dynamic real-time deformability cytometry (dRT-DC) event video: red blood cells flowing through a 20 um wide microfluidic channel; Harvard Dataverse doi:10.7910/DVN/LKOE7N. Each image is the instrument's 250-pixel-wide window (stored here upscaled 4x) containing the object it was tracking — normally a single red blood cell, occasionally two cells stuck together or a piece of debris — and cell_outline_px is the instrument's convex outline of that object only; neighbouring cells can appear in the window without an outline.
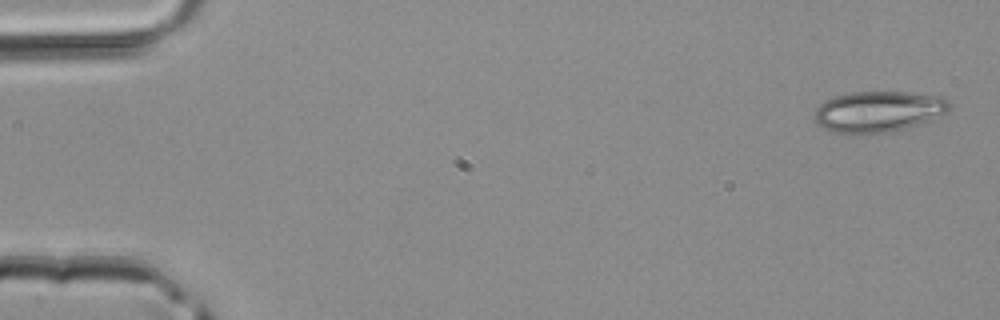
{"species": "common noctule bat (a hibernating species)", "species_latin": "Nyctalus noctula", "temperature_condition": "room temperature", "stored_images_in_passage": 4, "camera_frame_rate_fps": 3000, "um_per_image_px": 0.085, "animal": {"sex": "male", "body_mass_g": 20.4}, "frame": {"image": 1, "passage_image": 1, "time_ms": 0.0, "image_size_px": [1000, 320], "cell_outline_px": [[952, 108], [948, 112], [924, 124], [888, 132], [832, 132], [824, 128], [812, 120], [812, 112], [824, 100], [836, 96], [852, 92], [908, 92], [940, 96], [948, 100], [952, 104]], "centroid_in_image_um": [74.69, 9.47], "position_along_channel_um": 10.3, "area_um2": 32.48}}